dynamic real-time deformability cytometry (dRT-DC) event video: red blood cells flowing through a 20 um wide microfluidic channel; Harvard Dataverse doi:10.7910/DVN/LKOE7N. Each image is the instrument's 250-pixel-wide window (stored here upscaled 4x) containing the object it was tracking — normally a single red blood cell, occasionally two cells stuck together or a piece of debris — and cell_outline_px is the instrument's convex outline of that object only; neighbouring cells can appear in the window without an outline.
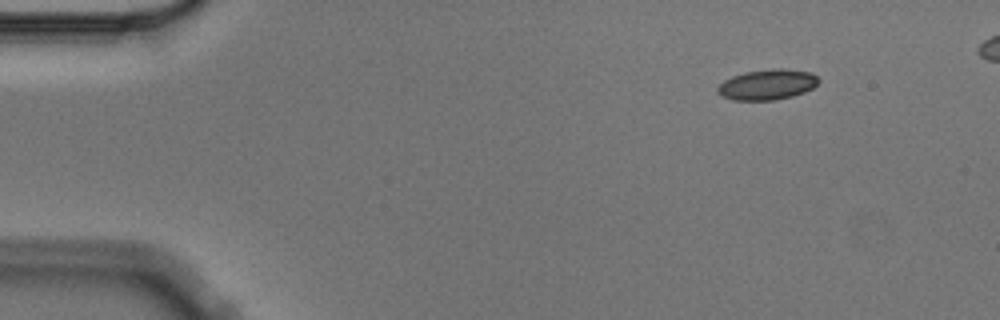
{"species": "Egyptian fruit bat (a non-hibernating species)", "species_latin": "Rousettus aegyptiacus", "temperature_condition": "cold", "stored_images_in_passage": 9, "camera_frame_rate_fps": 3000, "um_per_image_px": 0.085, "animal": {"sex": "male"}, "frame": {"image": 1, "passage_image": 1, "time_ms": 0.0, "image_size_px": [1000, 320], "cell_outline_px": [[820, 80], [812, 88], [804, 92], [792, 96], [776, 100], [732, 100], [720, 96], [716, 92], [716, 88], [724, 80], [732, 76], [744, 72], [772, 68], [780, 68], [812, 72]], "centroid_in_image_um": [65.19, 7.19], "position_along_channel_um": 19.8, "area_um2": 18.09}}
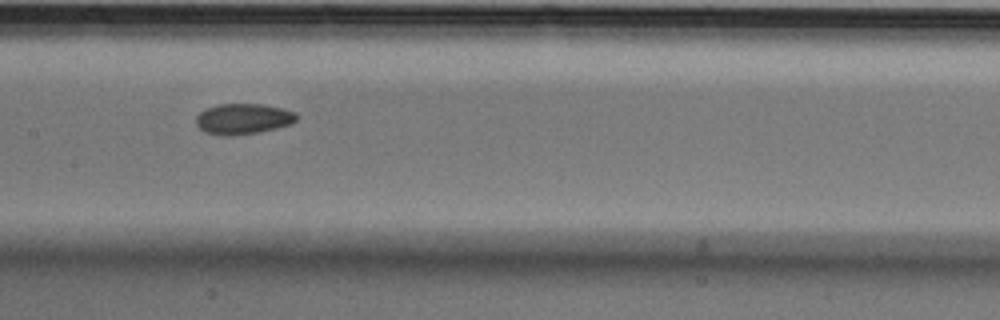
{"frame": {"image": 2, "passage_image": 7, "time_ms": 2.0, "image_size_px": [1000, 320], "cell_outline_px": [[300, 116], [292, 124], [260, 132], [232, 136], [224, 136], [204, 132], [196, 124], [196, 116], [204, 108], [220, 104], [264, 104], [284, 108], [296, 112]], "centroid_in_image_um": [20.7, 10.1], "position_along_channel_um": 186.7, "area_um2": 18.32}}
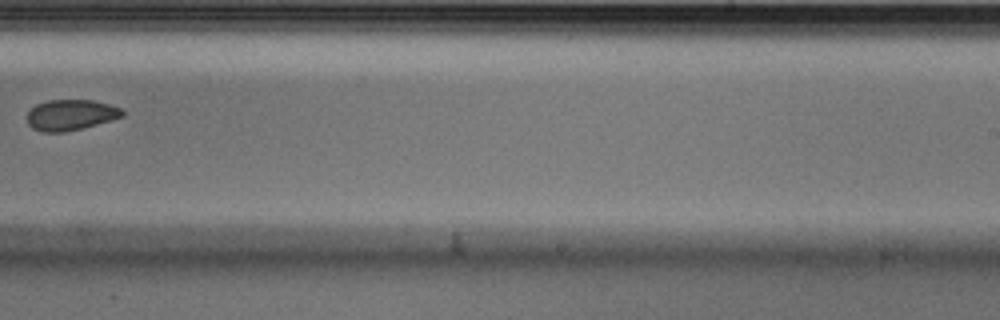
{"frame": {"image": 3, "passage_image": 9, "time_ms": 2.667, "image_size_px": [1000, 320], "cell_outline_px": [[124, 116], [96, 124], [64, 132], [44, 132], [32, 128], [28, 124], [28, 112], [36, 104], [48, 100], [92, 100], [108, 104], [120, 108], [124, 112]], "centroid_in_image_um": [5.99, 9.76], "position_along_channel_um": 283.0, "area_um2": 16.82}}